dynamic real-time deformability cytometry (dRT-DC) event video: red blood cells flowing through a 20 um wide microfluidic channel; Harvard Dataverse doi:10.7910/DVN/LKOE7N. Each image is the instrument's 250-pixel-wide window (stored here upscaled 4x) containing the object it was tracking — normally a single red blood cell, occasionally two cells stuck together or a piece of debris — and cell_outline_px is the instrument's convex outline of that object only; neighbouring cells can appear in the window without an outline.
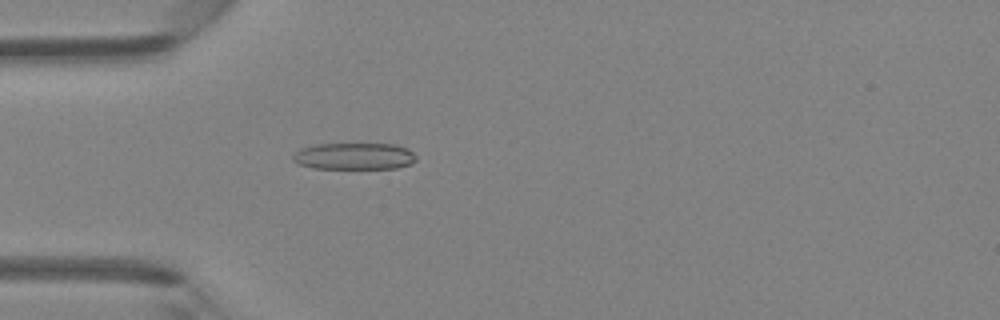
{"species": "Egyptian fruit bat (a non-hibernating species)", "species_latin": "Rousettus aegyptiacus", "temperature_condition": "room temperature", "stored_images_in_passage": 46, "camera_frame_rate_fps": 3000, "um_per_image_px": 0.085, "animal": {"sex": "female"}, "frame": {"image": 1, "passage_image": 14, "time_ms": 4.333, "image_size_px": [1000, 320], "cell_outline_px": [[416, 160], [412, 164], [396, 168], [312, 168], [300, 164], [292, 160], [292, 156], [300, 148], [316, 144], [396, 144], [408, 148], [416, 156]], "centroid_in_image_um": [30.13, 13.27], "position_along_channel_um": 54.9, "area_um2": 19.25}}
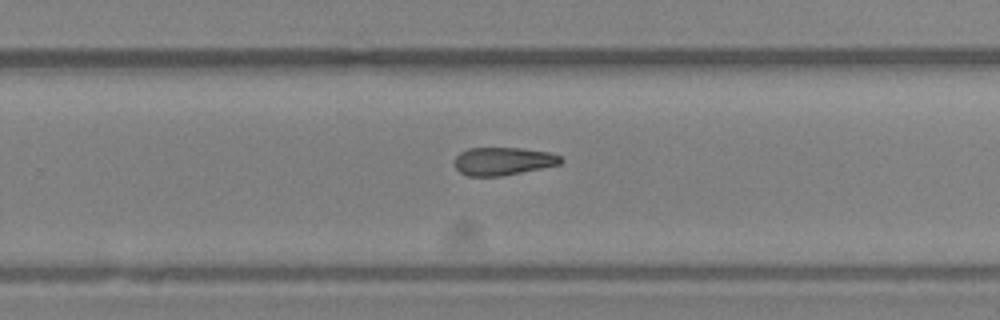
{"frame": {"image": 2, "passage_image": 30, "time_ms": 9.667, "image_size_px": [1000, 320], "cell_outline_px": [[564, 160], [560, 164], [504, 176], [468, 176], [460, 172], [452, 164], [456, 156], [460, 152], [468, 148], [520, 148], [548, 152], [560, 156]], "centroid_in_image_um": [42.73, 13.7], "position_along_channel_um": 287.1, "area_um2": 17.4}}
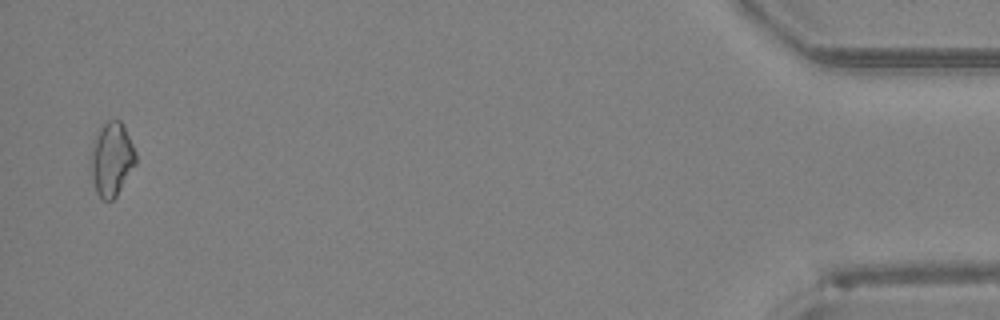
{"frame": {"image": 3, "passage_image": 45, "time_ms": 14.667, "image_size_px": [1000, 320], "cell_outline_px": [[136, 164], [116, 196], [112, 200], [100, 200], [96, 192], [92, 180], [88, 164], [92, 144], [104, 120], [120, 120], [136, 152]], "centroid_in_image_um": [9.44, 13.55], "position_along_channel_um": 425.8, "area_um2": 19.59}}